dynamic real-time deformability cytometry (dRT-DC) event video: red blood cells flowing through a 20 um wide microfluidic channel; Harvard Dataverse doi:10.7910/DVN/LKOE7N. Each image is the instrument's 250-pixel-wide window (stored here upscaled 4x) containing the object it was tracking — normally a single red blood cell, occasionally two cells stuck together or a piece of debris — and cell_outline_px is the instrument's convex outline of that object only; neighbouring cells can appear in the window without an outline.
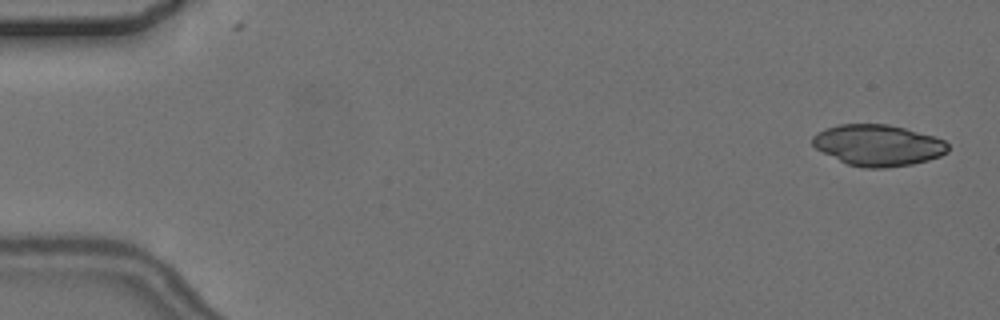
{"species": "common noctule bat (a hibernating species)", "species_latin": "Nyctalus noctula", "temperature_condition": "cold", "stored_images_in_passage": 5, "camera_frame_rate_fps": 3000, "um_per_image_px": 0.085, "animal": {"sex": "female", "body_mass_g": 24.6, "forearm_length_mm": 56.2}, "frame": {"image": 1, "passage_image": 1, "time_ms": 0.0, "image_size_px": [1000, 320], "cell_outline_px": [[948, 152], [940, 156], [928, 160], [912, 164], [884, 168], [864, 168], [848, 164], [816, 148], [812, 144], [812, 136], [816, 132], [840, 124], [888, 124], [904, 128], [932, 136], [944, 140], [948, 144]], "centroid_in_image_um": [74.64, 12.34], "position_along_channel_um": 10.4, "area_um2": 32.25}}